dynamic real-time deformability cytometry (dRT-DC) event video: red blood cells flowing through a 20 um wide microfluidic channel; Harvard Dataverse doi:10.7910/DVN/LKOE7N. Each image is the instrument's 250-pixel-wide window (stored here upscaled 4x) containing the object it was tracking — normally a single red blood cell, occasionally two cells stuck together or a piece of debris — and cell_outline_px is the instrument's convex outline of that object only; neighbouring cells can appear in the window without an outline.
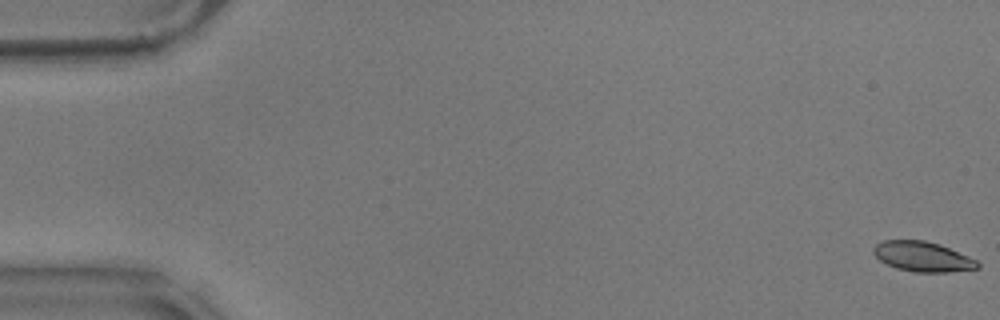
{"species": "common noctule bat (a hibernating species)", "species_latin": "Nyctalus noctula", "temperature_condition": "warm", "stored_images_in_passage": 58, "camera_frame_rate_fps": 3000, "um_per_image_px": 0.085, "animal": {"sex": "male", "body_mass_g": 17.9}, "frame": {"image": 1, "passage_image": 1, "time_ms": 0.0, "image_size_px": [1000, 320], "cell_outline_px": [[980, 268], [948, 272], [916, 272], [896, 268], [880, 260], [872, 252], [872, 248], [876, 244], [884, 240], [924, 240], [940, 244], [968, 256], [976, 260], [980, 264]], "centroid_in_image_um": [78.42, 21.81], "position_along_channel_um": 6.6, "area_um2": 18.15}}
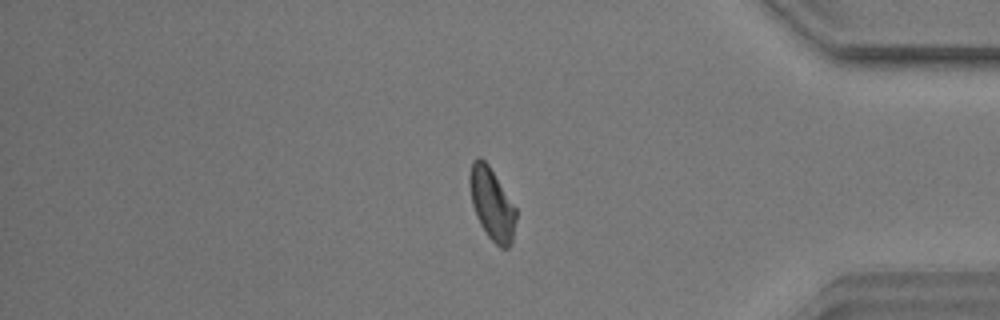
{"frame": {"image": 2, "passage_image": 49, "time_ms": 16.0, "image_size_px": [1000, 320], "cell_outline_px": [[516, 220], [512, 244], [508, 248], [500, 248], [488, 236], [480, 224], [476, 216], [472, 204], [468, 184], [468, 176], [472, 160], [480, 156], [488, 164], [516, 208]], "centroid_in_image_um": [41.79, 17.33], "position_along_channel_um": 393.4, "area_um2": 19.59}}
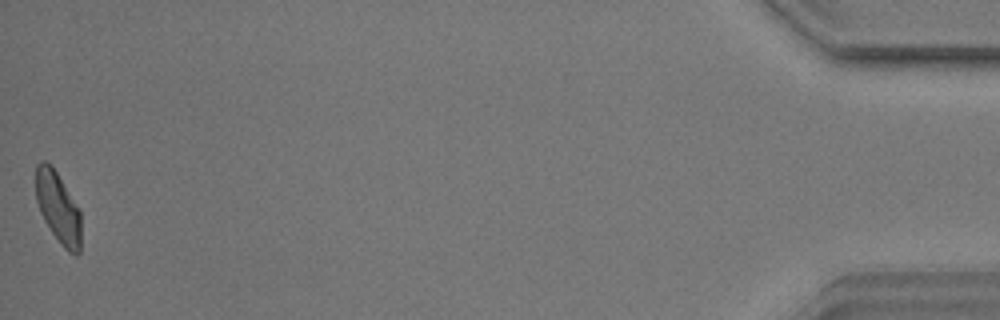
{"frame": {"image": 3, "passage_image": 58, "time_ms": 19.0, "image_size_px": [1000, 320], "cell_outline_px": [[80, 252], [76, 256], [68, 252], [60, 244], [44, 220], [40, 212], [36, 200], [36, 164], [40, 160], [44, 160], [52, 164], [80, 208]], "centroid_in_image_um": [4.94, 17.61], "position_along_channel_um": 430.3, "area_um2": 19.07}, "authors_computed_cell_mechanics": {"area_um2": 19.363, "velocity_mm_per_s": 3.529, "shape_relaxation_time_tau1_ms": 3.527, "shape_relaxation_time_tau2_ms": 2.3173, "deformation_change_tau1": 0.1477, "deformation_change_tau2": 0.0882}}